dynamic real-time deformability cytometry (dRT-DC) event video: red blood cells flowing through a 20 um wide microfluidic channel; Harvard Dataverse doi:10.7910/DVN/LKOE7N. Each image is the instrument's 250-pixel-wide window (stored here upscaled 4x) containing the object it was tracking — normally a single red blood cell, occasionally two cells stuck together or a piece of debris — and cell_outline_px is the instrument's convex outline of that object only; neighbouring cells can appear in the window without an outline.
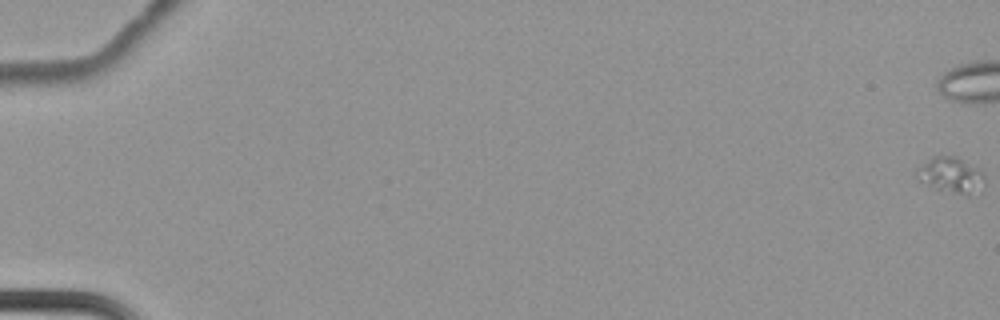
{"species": "common noctule bat (a hibernating species)", "species_latin": "Nyctalus noctula", "temperature_condition": "cold", "stored_images_in_passage": 19, "camera_frame_rate_fps": 3000, "um_per_image_px": 0.085, "animal": {"sex": "female", "body_mass_g": 22.7, "forearm_length_mm": 54.2}, "frame": {"image": 1, "passage_image": 1, "time_ms": 0.0, "image_size_px": [1000, 320], "cell_outline_px": [[984, 184], [960, 192], [952, 192], [936, 188], [916, 180], [916, 168], [932, 156], [956, 156], [980, 168], [984, 172]], "centroid_in_image_um": [80.74, 14.78], "position_along_channel_um": 4.3, "area_um2": 13.47}}